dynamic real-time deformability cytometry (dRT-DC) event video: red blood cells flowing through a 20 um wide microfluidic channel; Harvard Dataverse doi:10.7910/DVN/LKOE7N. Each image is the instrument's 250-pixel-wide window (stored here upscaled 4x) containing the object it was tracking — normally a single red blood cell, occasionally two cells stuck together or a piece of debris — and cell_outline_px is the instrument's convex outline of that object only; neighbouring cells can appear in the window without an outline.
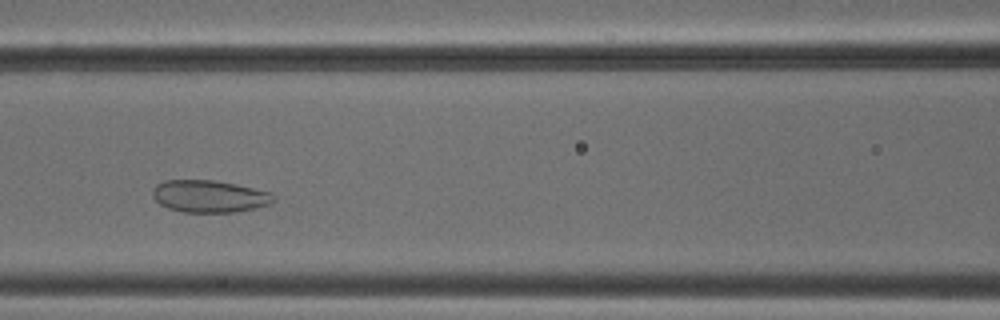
{"species": "common noctule bat (a hibernating species)", "species_latin": "Nyctalus noctula", "temperature_condition": "cold", "stored_images_in_passage": 40, "camera_frame_rate_fps": 3000, "um_per_image_px": 0.085, "animal": {"sex": "male", "body_mass_g": 18.8}, "frame": {"image": 1, "passage_image": 11, "time_ms": 3.333, "image_size_px": [1000, 320], "cell_outline_px": [[276, 200], [268, 204], [256, 208], [236, 212], [184, 212], [168, 208], [160, 204], [152, 196], [152, 188], [156, 184], [164, 180], [216, 180], [236, 184], [272, 192], [276, 196]], "centroid_in_image_um": [17.81, 16.68], "position_along_channel_um": 148.8, "area_um2": 22.95}}
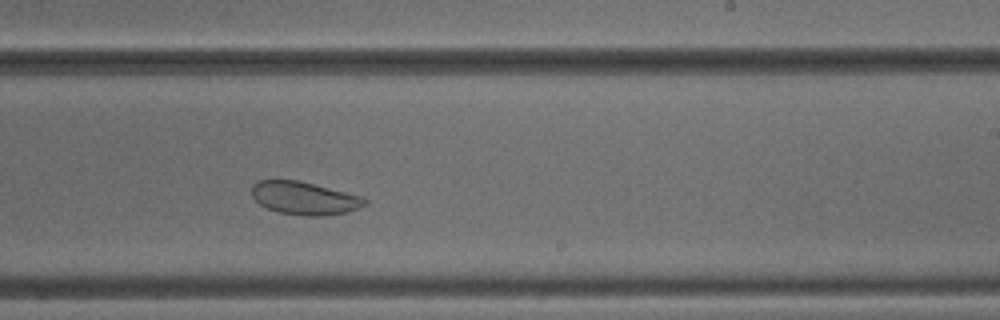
{"frame": {"image": 2, "passage_image": 20, "time_ms": 6.333, "image_size_px": [1000, 320], "cell_outline_px": [[368, 204], [360, 208], [348, 212], [320, 216], [304, 216], [276, 212], [260, 204], [252, 196], [252, 184], [260, 180], [296, 180], [360, 196], [368, 200]], "centroid_in_image_um": [25.87, 16.86], "position_along_channel_um": 263.1, "area_um2": 21.56}}
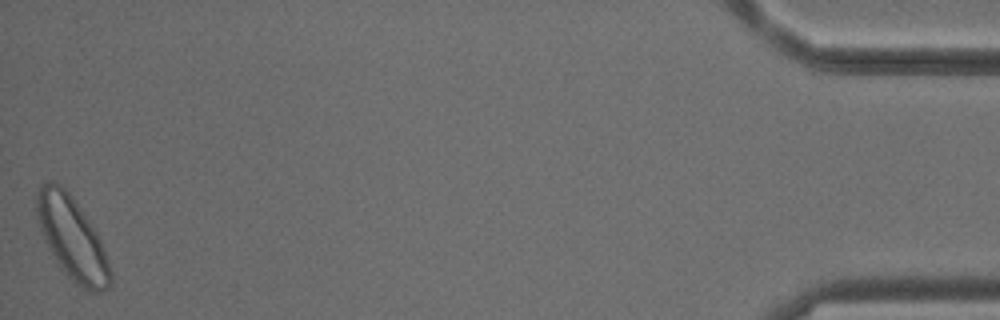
{"frame": {"image": 3, "passage_image": 40, "time_ms": 13.0, "image_size_px": [1000, 320], "cell_outline_px": [[112, 284], [104, 292], [88, 292], [72, 280], [60, 268], [48, 248], [44, 240], [36, 216], [36, 192], [40, 184], [48, 180], [52, 180], [60, 184], [72, 196], [92, 224], [100, 240], [108, 260], [112, 272]], "centroid_in_image_um": [6.12, 20.25], "position_along_channel_um": 429.1, "area_um2": 35.78}, "authors_computed_cell_mechanics": {"area_um2": 25.0274, "velocity_mm_per_s": 3.8326, "shape_relaxation_time_tau1_ms": null, "shape_relaxation_time_tau2_ms": 1.9418, "deformation_change_tau1": null, "deformation_change_tau2": 0.0704}}